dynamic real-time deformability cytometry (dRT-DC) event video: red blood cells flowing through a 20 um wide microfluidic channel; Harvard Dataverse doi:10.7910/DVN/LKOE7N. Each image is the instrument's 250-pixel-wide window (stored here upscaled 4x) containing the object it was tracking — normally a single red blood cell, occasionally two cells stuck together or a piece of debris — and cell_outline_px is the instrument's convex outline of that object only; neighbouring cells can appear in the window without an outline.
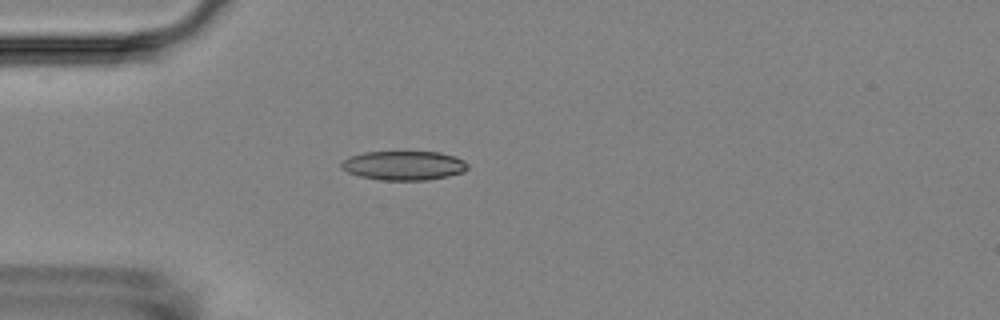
{"species": "Egyptian fruit bat (a non-hibernating species)", "species_latin": "Rousettus aegyptiacus", "temperature_condition": "room temperature", "stored_images_in_passage": 4, "camera_frame_rate_fps": 3000, "um_per_image_px": 0.085, "animal": {"sex": "female"}, "frame": {"image": 1, "passage_image": 4, "time_ms": 3.667, "image_size_px": [1000, 320], "cell_outline_px": [[468, 168], [464, 172], [448, 176], [428, 180], [380, 180], [360, 176], [348, 172], [340, 168], [340, 164], [348, 156], [364, 152], [440, 152], [456, 156], [464, 160], [468, 164]], "centroid_in_image_um": [34.33, 14.06], "position_along_channel_um": 50.7, "area_um2": 21.68}}